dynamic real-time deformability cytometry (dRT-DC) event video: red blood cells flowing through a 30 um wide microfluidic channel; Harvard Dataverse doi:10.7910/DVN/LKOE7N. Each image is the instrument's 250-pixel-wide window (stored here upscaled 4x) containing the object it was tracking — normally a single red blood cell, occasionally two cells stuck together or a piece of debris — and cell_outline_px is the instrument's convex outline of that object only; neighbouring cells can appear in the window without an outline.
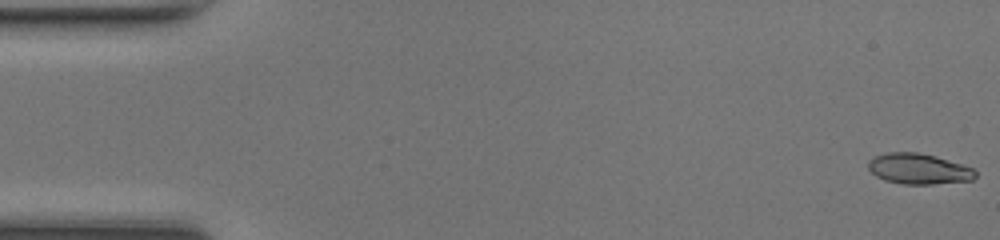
{"species": "common noctule bat (a hibernating species)", "species_latin": "Nyctalus noctula", "temperature_condition": "room temperature", "stored_images_in_passage": 48, "camera_frame_rate_fps": 3000, "um_per_image_px": 0.085, "animal": {"sex": "female", "body_mass_g": 17.0, "forearm_length_mm": 48.0}, "frame": {"image": 1, "passage_image": 1, "time_ms": 0.0, "image_size_px": [1000, 240], "cell_outline_px": [[976, 176], [972, 180], [932, 184], [904, 184], [884, 180], [876, 176], [868, 168], [868, 160], [876, 156], [888, 152], [916, 152], [936, 156], [972, 168], [976, 172]], "centroid_in_image_um": [78.06, 14.35], "position_along_channel_um": 6.9, "area_um2": 18.96}}
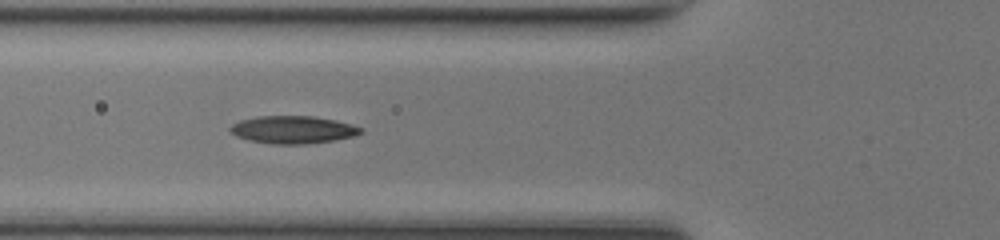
{"frame": {"image": 2, "passage_image": 18, "time_ms": 5.667, "image_size_px": [1000, 240], "cell_outline_px": [[364, 132], [356, 136], [336, 140], [304, 144], [272, 144], [248, 140], [236, 136], [228, 132], [228, 128], [232, 124], [240, 120], [256, 116], [312, 116], [336, 120], [352, 124], [364, 128]], "centroid_in_image_um": [24.91, 11.02], "position_along_channel_um": 100.9, "area_um2": 21.39}}
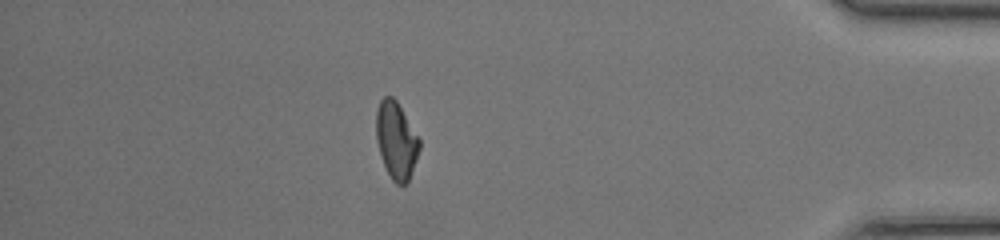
{"frame": {"image": 3, "passage_image": 42, "time_ms": 13.667, "image_size_px": [1000, 240], "cell_outline_px": [[420, 148], [416, 160], [408, 180], [404, 184], [396, 184], [392, 180], [380, 156], [376, 140], [376, 112], [380, 100], [384, 96], [392, 96], [396, 100], [420, 140]], "centroid_in_image_um": [33.66, 11.92], "position_along_channel_um": 401.5, "area_um2": 19.19}}